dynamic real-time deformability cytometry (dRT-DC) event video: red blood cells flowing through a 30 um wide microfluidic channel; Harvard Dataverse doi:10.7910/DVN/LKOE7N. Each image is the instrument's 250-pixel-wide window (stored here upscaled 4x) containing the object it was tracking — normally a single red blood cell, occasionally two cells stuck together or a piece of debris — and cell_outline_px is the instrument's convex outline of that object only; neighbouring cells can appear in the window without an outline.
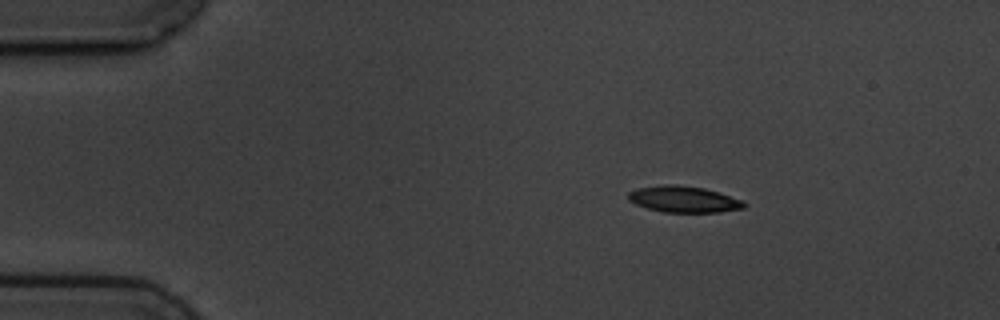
{"species": "common noctule bat (a hibernating species)", "species_latin": "Nyctalus noctula", "temperature_condition": "cold", "stored_images_in_passage": 4, "segment_of_instrument_passage": [1, 2], "camera_frame_rate_fps": 3000, "um_per_image_px": 0.085, "animal": {"sex": "male", "body_mass_g": 19.5, "forearm_length_mm": 54.6}, "frame": {"image": 1, "passage_image": 1, "time_ms": 0.0, "image_size_px": [1000, 320], "cell_outline_px": [[748, 204], [744, 208], [720, 212], [664, 212], [648, 208], [636, 204], [628, 200], [628, 192], [640, 188], [664, 184], [676, 184], [704, 188], [744, 200]], "centroid_in_image_um": [58.15, 16.94], "position_along_channel_um": 26.8, "area_um2": 17.74}}